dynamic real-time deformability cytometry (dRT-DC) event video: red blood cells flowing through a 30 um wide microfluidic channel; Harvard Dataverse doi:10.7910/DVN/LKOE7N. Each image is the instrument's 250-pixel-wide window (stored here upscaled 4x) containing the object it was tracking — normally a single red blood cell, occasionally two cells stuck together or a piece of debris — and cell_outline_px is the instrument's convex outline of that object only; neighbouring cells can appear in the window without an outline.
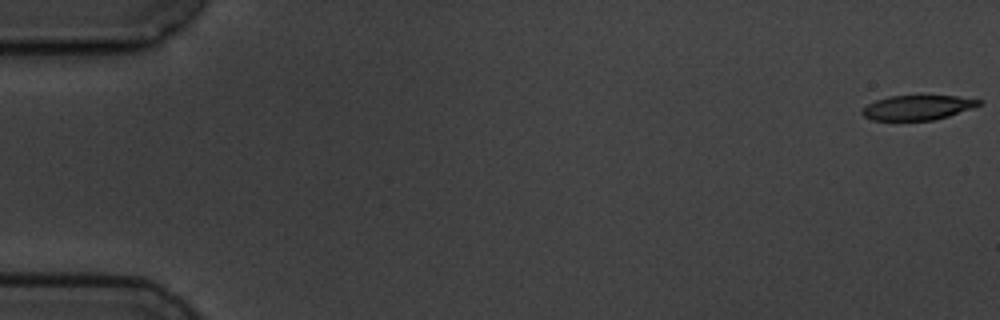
{"species": "common noctule bat (a hibernating species)", "species_latin": "Nyctalus noctula", "temperature_condition": "cold", "stored_images_in_passage": 6, "camera_frame_rate_fps": 3000, "um_per_image_px": 0.085, "animal": {"sex": "male", "body_mass_g": 19.5, "forearm_length_mm": 54.6}, "frame": {"image": 1, "passage_image": 1, "time_ms": 0.0, "image_size_px": [1000, 320], "cell_outline_px": [[980, 104], [972, 108], [948, 116], [932, 120], [872, 120], [864, 116], [860, 112], [860, 108], [876, 100], [888, 96], [920, 92], [956, 96], [980, 100]], "centroid_in_image_um": [77.94, 9.08], "position_along_channel_um": 7.1, "area_um2": 17.63}}